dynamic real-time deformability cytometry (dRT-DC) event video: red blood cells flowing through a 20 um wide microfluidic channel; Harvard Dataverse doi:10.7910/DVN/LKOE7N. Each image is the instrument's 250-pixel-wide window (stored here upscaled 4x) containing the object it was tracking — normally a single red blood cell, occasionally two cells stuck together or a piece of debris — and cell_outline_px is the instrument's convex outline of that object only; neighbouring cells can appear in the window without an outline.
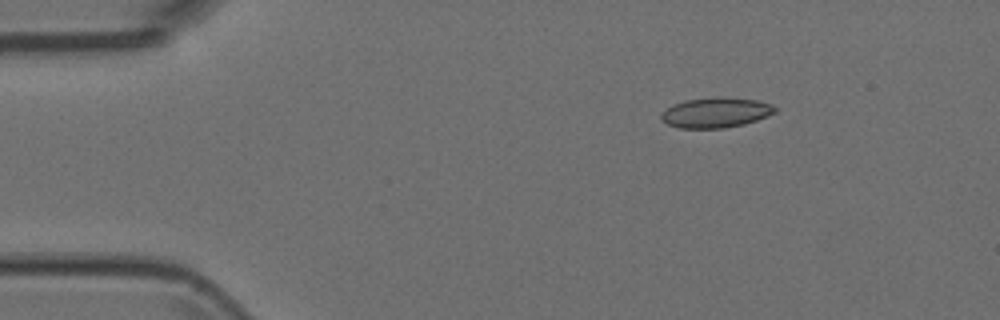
{"species": "Egyptian fruit bat (a non-hibernating species)", "species_latin": "Rousettus aegyptiacus", "temperature_condition": "room temperature", "stored_images_in_passage": 4, "camera_frame_rate_fps": 3000, "um_per_image_px": 0.085, "animal": {"sex": "female"}, "frame": {"image": 1, "passage_image": 2, "time_ms": 0.333, "image_size_px": [1000, 320], "cell_outline_px": [[776, 112], [768, 116], [744, 124], [724, 128], [680, 128], [668, 124], [660, 120], [660, 116], [668, 108], [676, 104], [688, 100], [756, 100], [772, 104], [776, 108]], "centroid_in_image_um": [60.86, 9.63], "position_along_channel_um": 24.1, "area_um2": 18.84}}